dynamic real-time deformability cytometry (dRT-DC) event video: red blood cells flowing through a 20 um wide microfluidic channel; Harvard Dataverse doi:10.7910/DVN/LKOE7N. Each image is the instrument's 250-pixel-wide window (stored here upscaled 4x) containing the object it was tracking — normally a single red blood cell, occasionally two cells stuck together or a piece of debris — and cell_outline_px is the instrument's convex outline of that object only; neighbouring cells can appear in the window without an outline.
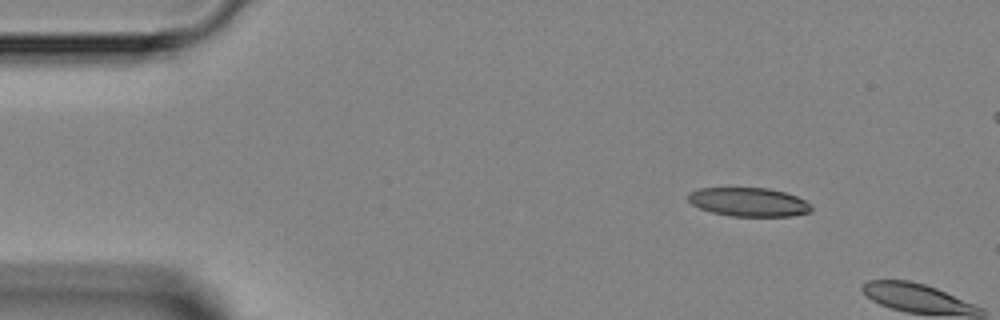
{"species": "Egyptian fruit bat (a non-hibernating species)", "species_latin": "Rousettus aegyptiacus", "temperature_condition": "room temperature", "stored_images_in_passage": 2, "camera_frame_rate_fps": 3000, "um_per_image_px": 0.085, "animal": {"sex": "female"}, "frame": {"image": 1, "passage_image": 1, "time_ms": 0.0, "image_size_px": [1000, 320], "cell_outline_px": [[812, 212], [792, 216], [732, 216], [712, 212], [700, 208], [692, 204], [688, 200], [688, 192], [700, 188], [768, 188], [784, 192], [796, 196], [812, 204]], "centroid_in_image_um": [63.66, 17.17], "position_along_channel_um": 21.3, "area_um2": 20.69}}